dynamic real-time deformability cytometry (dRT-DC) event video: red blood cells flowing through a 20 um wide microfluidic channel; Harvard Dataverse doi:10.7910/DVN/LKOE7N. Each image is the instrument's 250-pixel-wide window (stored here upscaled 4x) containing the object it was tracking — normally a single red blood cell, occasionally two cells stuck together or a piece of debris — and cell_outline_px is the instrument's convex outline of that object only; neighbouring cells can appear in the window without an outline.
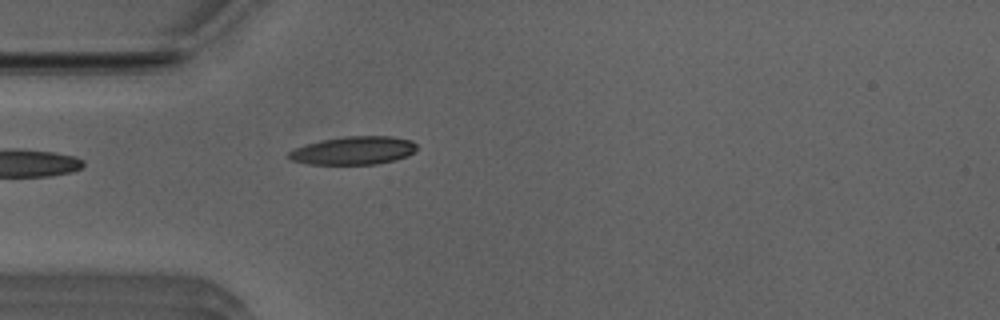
{"species": "Egyptian fruit bat (a non-hibernating species)", "species_latin": "Rousettus aegyptiacus", "temperature_condition": "room temperature", "stored_images_in_passage": 20, "camera_frame_rate_fps": 3000, "um_per_image_px": 0.085, "animal": {"sex": "male"}, "frame": {"image": 1, "passage_image": 1, "time_ms": 0.0, "image_size_px": [1000, 320], "cell_outline_px": [[416, 148], [408, 156], [396, 160], [376, 164], [308, 164], [292, 160], [288, 156], [288, 152], [296, 148], [320, 140], [344, 136], [392, 136], [412, 140], [416, 144]], "centroid_in_image_um": [30.08, 12.79], "position_along_channel_um": 54.9, "area_um2": 20.98}}
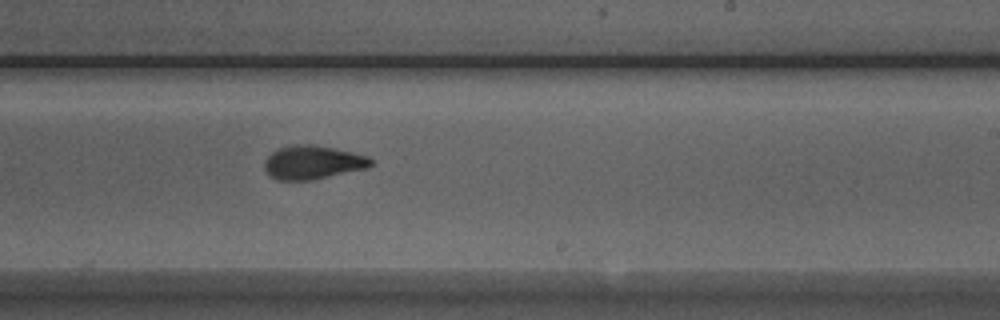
{"frame": {"image": 2, "passage_image": 17, "time_ms": 5.333, "image_size_px": [1000, 320], "cell_outline_px": [[372, 164], [368, 168], [312, 180], [276, 180], [264, 168], [264, 160], [276, 148], [292, 144], [316, 144], [336, 148], [368, 156], [372, 160]], "centroid_in_image_um": [26.58, 13.78], "position_along_channel_um": 262.4, "area_um2": 21.1}}